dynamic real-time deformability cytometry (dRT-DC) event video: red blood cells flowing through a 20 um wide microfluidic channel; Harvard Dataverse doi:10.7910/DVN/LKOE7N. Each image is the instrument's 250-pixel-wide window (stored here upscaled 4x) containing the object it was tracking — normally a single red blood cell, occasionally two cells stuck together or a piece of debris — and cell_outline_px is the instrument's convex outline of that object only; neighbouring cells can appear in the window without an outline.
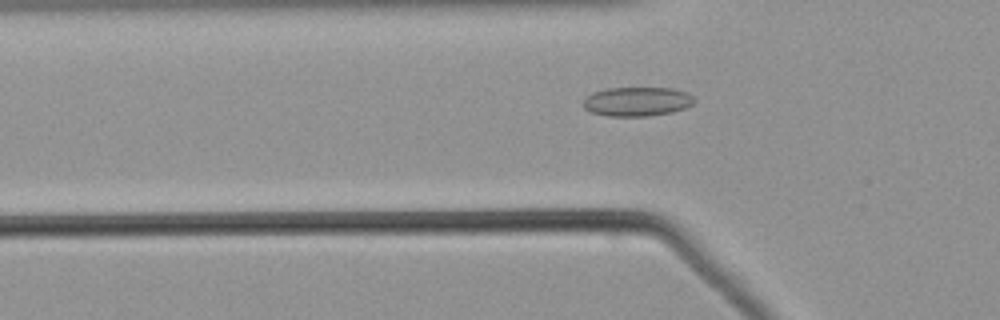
{"species": "common noctule bat (a hibernating species)", "species_latin": "Nyctalus noctula", "temperature_condition": "warm", "stored_images_in_passage": 47, "camera_frame_rate_fps": 3000, "um_per_image_px": 0.085, "animal": {"sex": "male", "body_mass_g": 21.5, "forearm_length_mm": 52.0}, "frame": {"image": 1, "passage_image": 18, "time_ms": 5.667, "image_size_px": [1000, 320], "cell_outline_px": [[696, 100], [692, 104], [684, 108], [672, 112], [648, 116], [608, 116], [592, 112], [584, 108], [580, 104], [592, 92], [608, 88], [672, 88], [688, 92]], "centroid_in_image_um": [54.15, 8.63], "position_along_channel_um": 71.7, "area_um2": 18.96}}
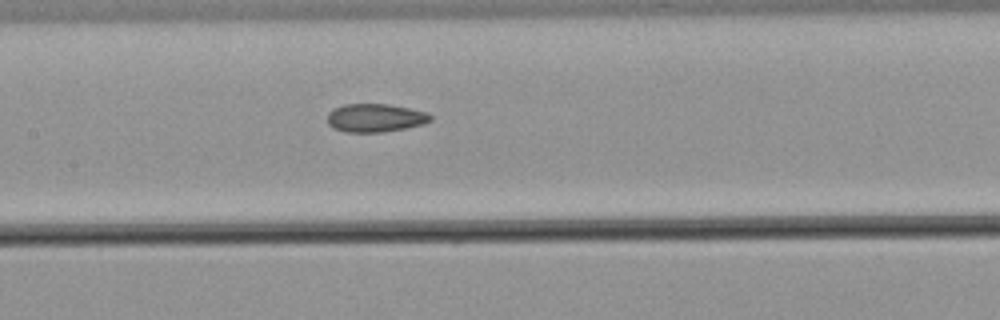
{"frame": {"image": 2, "passage_image": 26, "time_ms": 8.333, "image_size_px": [1000, 320], "cell_outline_px": [[432, 120], [424, 124], [384, 132], [344, 132], [332, 128], [328, 124], [328, 112], [332, 108], [344, 104], [388, 104], [428, 112], [432, 116]], "centroid_in_image_um": [31.88, 10.02], "position_along_channel_um": 175.5, "area_um2": 17.17}}
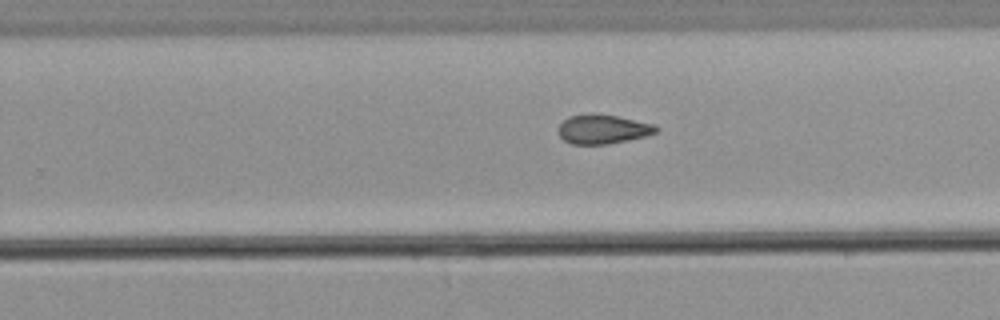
{"frame": {"image": 3, "passage_image": 34, "time_ms": 11.0, "image_size_px": [1000, 320], "cell_outline_px": [[660, 128], [656, 132], [648, 136], [608, 144], [572, 144], [564, 140], [556, 132], [556, 128], [568, 116], [592, 112], [596, 112], [656, 124]], "centroid_in_image_um": [51.23, 10.96], "position_along_channel_um": 278.6, "area_um2": 17.11}}